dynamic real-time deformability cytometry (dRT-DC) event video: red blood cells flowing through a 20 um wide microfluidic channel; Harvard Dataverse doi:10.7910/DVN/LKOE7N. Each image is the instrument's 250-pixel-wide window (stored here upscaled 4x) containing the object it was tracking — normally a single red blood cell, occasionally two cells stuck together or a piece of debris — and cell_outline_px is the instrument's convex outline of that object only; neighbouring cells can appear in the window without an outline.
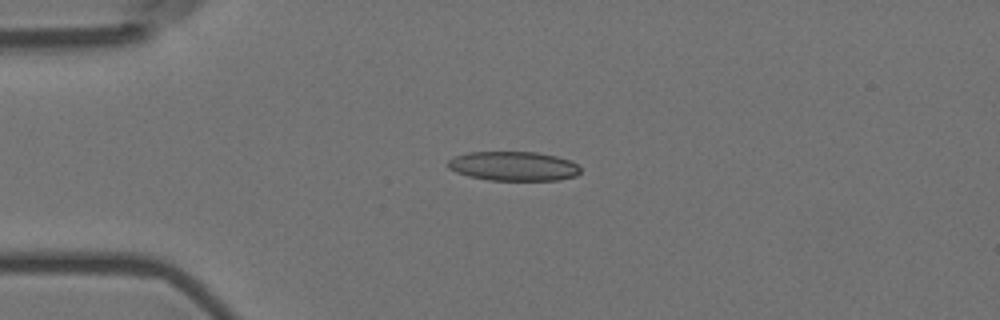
{"species": "Egyptian fruit bat (a non-hibernating species)", "species_latin": "Rousettus aegyptiacus", "temperature_condition": "room temperature", "stored_images_in_passage": 3, "camera_frame_rate_fps": 3000, "um_per_image_px": 0.085, "animal": {"sex": "female"}, "frame": {"image": 1, "passage_image": 2, "time_ms": 0.333, "image_size_px": [1000, 320], "cell_outline_px": [[580, 172], [576, 176], [560, 180], [488, 180], [468, 176], [456, 172], [448, 168], [448, 160], [456, 156], [468, 152], [536, 152], [556, 156], [572, 160], [580, 168]], "centroid_in_image_um": [43.66, 14.12], "position_along_channel_um": 41.3, "area_um2": 22.72}}